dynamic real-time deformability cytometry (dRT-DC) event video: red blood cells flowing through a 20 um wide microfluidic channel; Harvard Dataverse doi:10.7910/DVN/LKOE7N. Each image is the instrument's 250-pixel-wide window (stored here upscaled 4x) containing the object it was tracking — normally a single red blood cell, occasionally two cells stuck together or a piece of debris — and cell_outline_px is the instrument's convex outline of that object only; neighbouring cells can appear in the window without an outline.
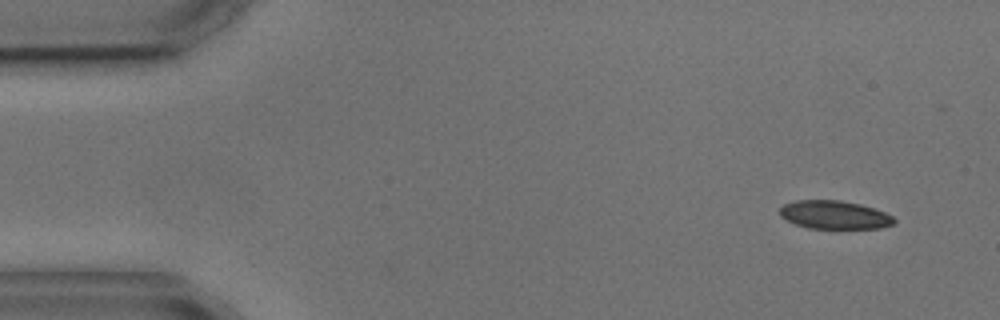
{"species": "common noctule bat (a hibernating species)", "species_latin": "Nyctalus noctula", "temperature_condition": "cold", "stored_images_in_passage": 3, "camera_frame_rate_fps": 3000, "um_per_image_px": 0.085, "animal": {"sex": "male", "body_mass_g": 17.9, "forearm_length_mm": 54.2}, "frame": {"image": 1, "passage_image": 1, "time_ms": 0.0, "image_size_px": [1000, 320], "cell_outline_px": [[896, 220], [892, 224], [880, 228], [808, 228], [796, 224], [780, 216], [780, 208], [784, 204], [796, 200], [840, 200], [860, 204], [884, 212], [892, 216]], "centroid_in_image_um": [70.91, 18.25], "position_along_channel_um": 14.1, "area_um2": 18.67}}
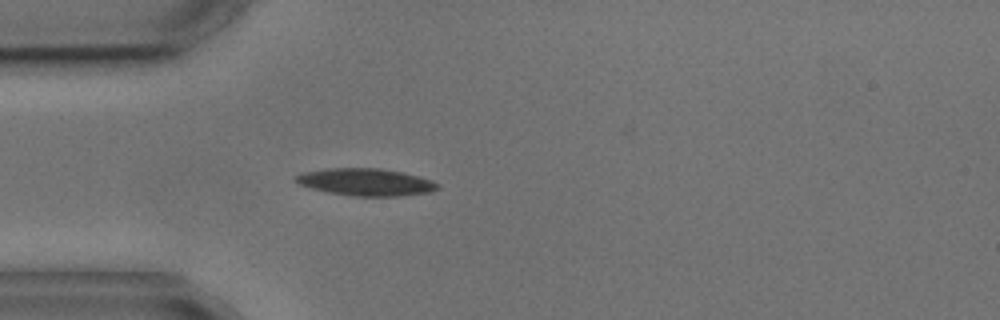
{"frame": {"image": 2, "passage_image": 3, "time_ms": 3.667, "image_size_px": [1000, 320], "cell_outline_px": [[440, 188], [428, 192], [400, 196], [356, 196], [332, 192], [312, 188], [300, 184], [292, 180], [296, 176], [304, 172], [328, 168], [380, 168], [404, 172], [420, 176], [432, 180], [440, 184]], "centroid_in_image_um": [31.15, 15.46], "position_along_channel_um": 53.8, "area_um2": 22.43}}